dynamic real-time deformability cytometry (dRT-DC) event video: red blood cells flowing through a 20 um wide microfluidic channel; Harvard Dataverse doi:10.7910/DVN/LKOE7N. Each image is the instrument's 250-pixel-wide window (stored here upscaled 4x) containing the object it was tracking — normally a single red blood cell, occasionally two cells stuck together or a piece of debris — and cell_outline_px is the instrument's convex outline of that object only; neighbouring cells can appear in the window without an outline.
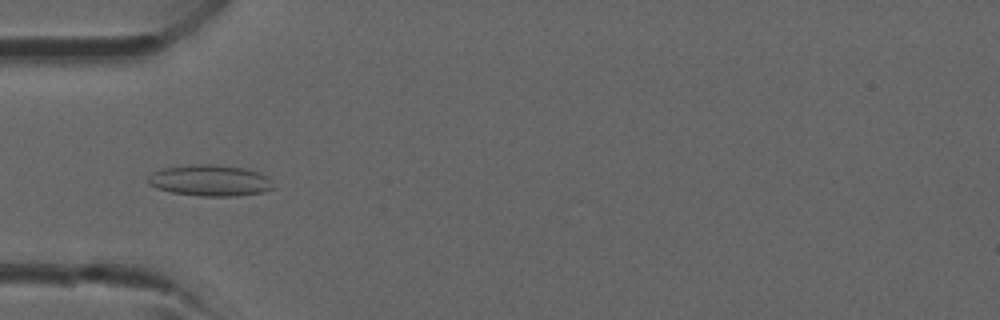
{"species": "common noctule bat (a hibernating species)", "species_latin": "Nyctalus noctula", "temperature_condition": "room temperature", "stored_images_in_passage": 31, "camera_frame_rate_fps": 3000, "um_per_image_px": 0.085, "animal": {"sex": "male", "forearm_length_mm": 52.5}, "frame": {"image": 1, "passage_image": 4, "time_ms": 1.0, "image_size_px": [1000, 320], "cell_outline_px": [[276, 188], [264, 192], [236, 196], [200, 196], [172, 192], [156, 188], [148, 184], [148, 176], [152, 172], [164, 168], [192, 164], [216, 164], [244, 168], [268, 176]], "centroid_in_image_um": [17.87, 15.34], "position_along_channel_um": 67.1, "area_um2": 22.95}}
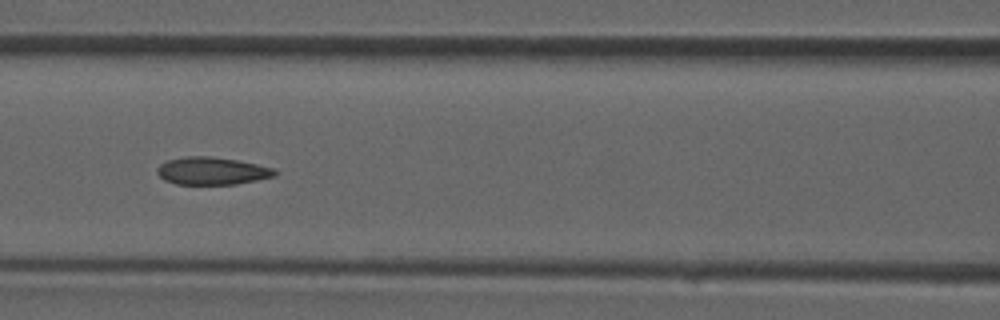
{"frame": {"image": 2, "passage_image": 9, "time_ms": 2.667, "image_size_px": [1000, 320], "cell_outline_px": [[280, 172], [276, 176], [236, 184], [176, 184], [164, 180], [156, 172], [156, 168], [160, 164], [168, 160], [184, 156], [208, 156], [236, 160], [276, 168]], "centroid_in_image_um": [18.04, 14.53], "position_along_channel_um": 148.6, "area_um2": 19.02}}
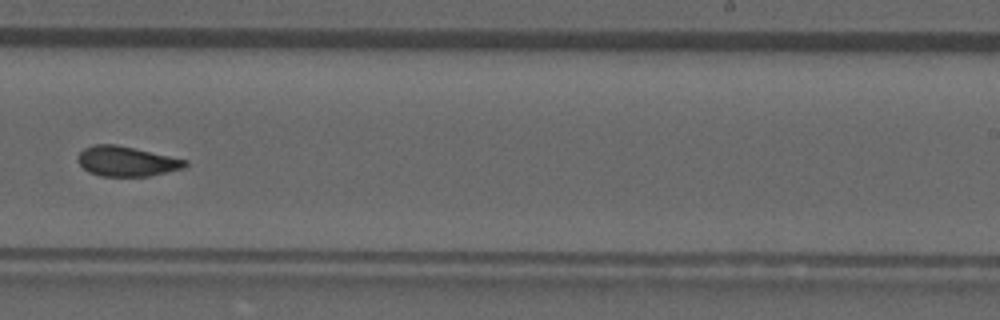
{"frame": {"image": 3, "passage_image": 17, "time_ms": 5.333, "image_size_px": [1000, 320], "cell_outline_px": [[188, 164], [184, 168], [148, 176], [100, 176], [88, 172], [76, 160], [80, 152], [84, 148], [92, 144], [116, 144], [188, 160]], "centroid_in_image_um": [10.74, 13.7], "position_along_channel_um": 278.3, "area_um2": 18.73}}